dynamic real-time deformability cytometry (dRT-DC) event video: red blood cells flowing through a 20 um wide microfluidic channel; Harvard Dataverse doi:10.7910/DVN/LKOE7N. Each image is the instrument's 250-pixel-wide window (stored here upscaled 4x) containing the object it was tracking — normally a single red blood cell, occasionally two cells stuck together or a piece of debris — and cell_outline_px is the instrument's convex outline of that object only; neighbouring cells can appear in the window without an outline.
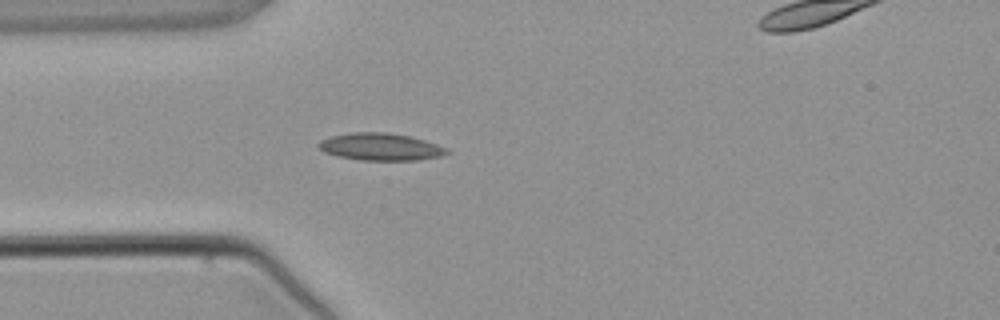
{"species": "common noctule bat (a hibernating species)", "species_latin": "Nyctalus noctula", "temperature_condition": "warm", "stored_images_in_passage": 5, "segment_of_instrument_passage": [1, 2], "camera_frame_rate_fps": 3000, "um_per_image_px": 0.085, "animal": {"sex": "male", "body_mass_g": 21.5, "forearm_length_mm": 52.0}, "frame": {"image": 1, "passage_image": 4, "time_ms": 6.667, "image_size_px": [1000, 320], "cell_outline_px": [[452, 152], [440, 156], [416, 160], [360, 160], [336, 156], [324, 152], [316, 144], [320, 140], [332, 136], [352, 132], [388, 132], [412, 136], [448, 148]], "centroid_in_image_um": [32.35, 12.47], "position_along_channel_um": 52.6, "area_um2": 20.52}}